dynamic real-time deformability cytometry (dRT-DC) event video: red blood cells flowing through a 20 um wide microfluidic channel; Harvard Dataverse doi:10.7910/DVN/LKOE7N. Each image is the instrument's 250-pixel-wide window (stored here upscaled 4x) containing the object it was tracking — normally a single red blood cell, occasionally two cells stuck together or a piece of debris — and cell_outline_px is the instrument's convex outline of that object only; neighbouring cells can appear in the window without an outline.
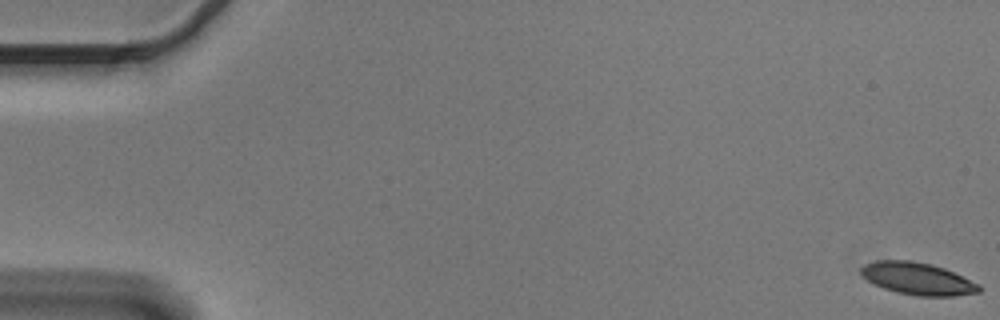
{"species": "Egyptian fruit bat (a non-hibernating species)", "species_latin": "Rousettus aegyptiacus", "temperature_condition": "cold", "stored_images_in_passage": 56, "camera_frame_rate_fps": 3000, "um_per_image_px": 0.085, "animal": {"sex": "male"}, "frame": {"image": 1, "passage_image": 1, "time_ms": 0.0, "image_size_px": [1000, 320], "cell_outline_px": [[980, 292], [956, 296], [916, 296], [896, 292], [884, 288], [868, 280], [860, 272], [860, 268], [864, 264], [876, 260], [912, 260], [932, 264], [944, 268], [980, 284]], "centroid_in_image_um": [78.01, 23.68], "position_along_channel_um": 7.0, "area_um2": 22.2}}
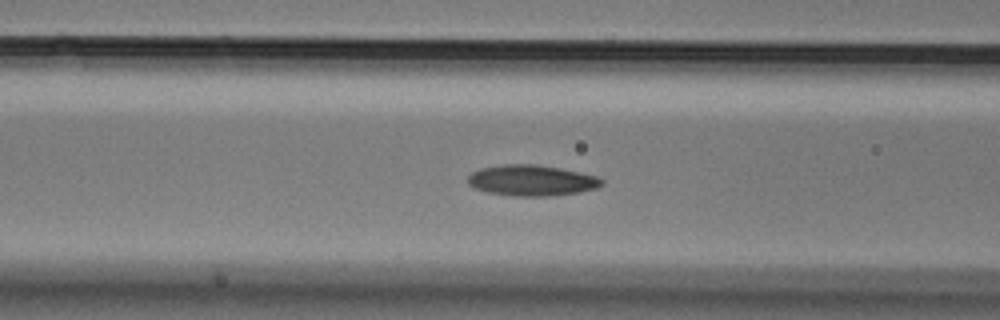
{"frame": {"image": 2, "passage_image": 23, "time_ms": 7.333, "image_size_px": [1000, 320], "cell_outline_px": [[604, 184], [596, 188], [580, 192], [548, 196], [512, 196], [488, 192], [476, 188], [468, 184], [468, 176], [472, 172], [480, 168], [504, 164], [536, 164], [560, 168], [580, 172], [596, 176], [604, 180]], "centroid_in_image_um": [45.2, 15.33], "position_along_channel_um": 121.4, "area_um2": 24.1}}
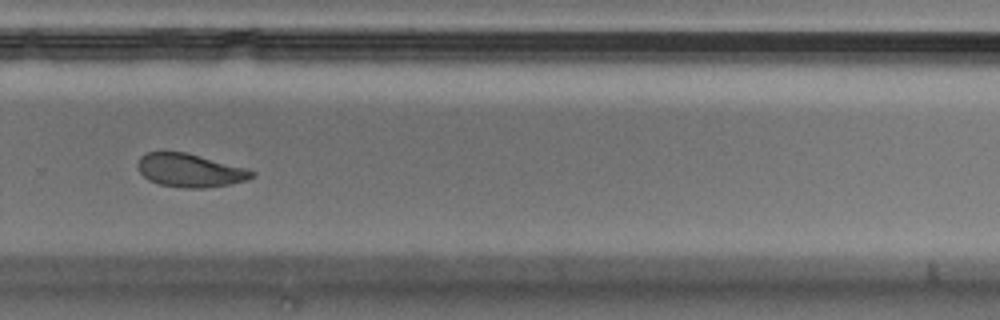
{"frame": {"image": 3, "passage_image": 39, "time_ms": 12.667, "image_size_px": [1000, 320], "cell_outline_px": [[256, 176], [248, 180], [228, 184], [204, 188], [188, 188], [160, 184], [148, 180], [140, 172], [136, 164], [140, 156], [148, 152], [184, 152], [244, 168], [256, 172]], "centroid_in_image_um": [16.13, 14.49], "position_along_channel_um": 313.7, "area_um2": 21.85}, "authors_computed_cell_mechanics": {"area_um2": 23.2067, "velocity_mm_per_s": 3.612, "shape_relaxation_time_tau1_ms": 6.8088, "shape_relaxation_time_tau2_ms": 3.9489, "deformation_change_tau1": 0.172, "deformation_change_tau2": 0.096}}